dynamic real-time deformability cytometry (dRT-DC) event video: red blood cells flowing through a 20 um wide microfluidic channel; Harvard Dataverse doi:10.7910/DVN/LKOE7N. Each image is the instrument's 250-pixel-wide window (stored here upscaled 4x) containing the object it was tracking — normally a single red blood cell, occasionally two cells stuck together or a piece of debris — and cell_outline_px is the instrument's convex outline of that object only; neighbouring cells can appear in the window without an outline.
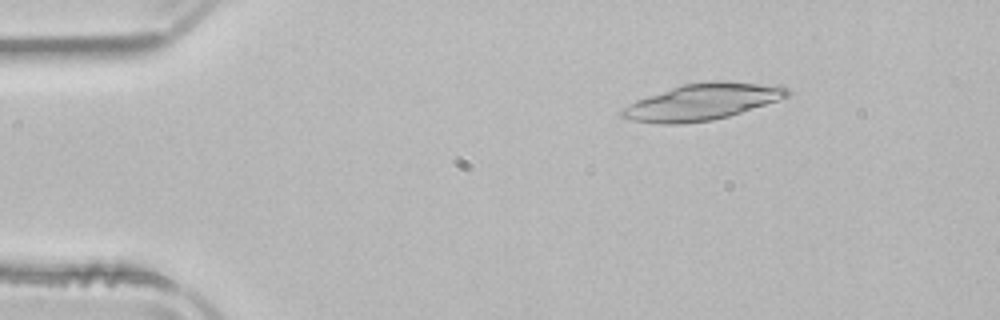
{"species": "common noctule bat (a hibernating species)", "species_latin": "Nyctalus noctula", "temperature_condition": "room temperature", "stored_images_in_passage": 16, "camera_frame_rate_fps": 3000, "um_per_image_px": 0.085, "animal": {"sex": "male", "body_mass_g": 21.5, "forearm_length_mm": 52.0}, "frame": {"image": 1, "passage_image": 7, "time_ms": 2.0, "image_size_px": [1000, 320], "cell_outline_px": [[792, 92], [788, 96], [728, 116], [712, 120], [684, 124], [660, 124], [632, 120], [620, 116], [620, 112], [624, 108], [636, 100], [684, 84], [708, 80], [720, 80], [756, 84], [788, 88]], "centroid_in_image_um": [59.64, 8.67], "position_along_channel_um": 25.4, "area_um2": 34.33}}